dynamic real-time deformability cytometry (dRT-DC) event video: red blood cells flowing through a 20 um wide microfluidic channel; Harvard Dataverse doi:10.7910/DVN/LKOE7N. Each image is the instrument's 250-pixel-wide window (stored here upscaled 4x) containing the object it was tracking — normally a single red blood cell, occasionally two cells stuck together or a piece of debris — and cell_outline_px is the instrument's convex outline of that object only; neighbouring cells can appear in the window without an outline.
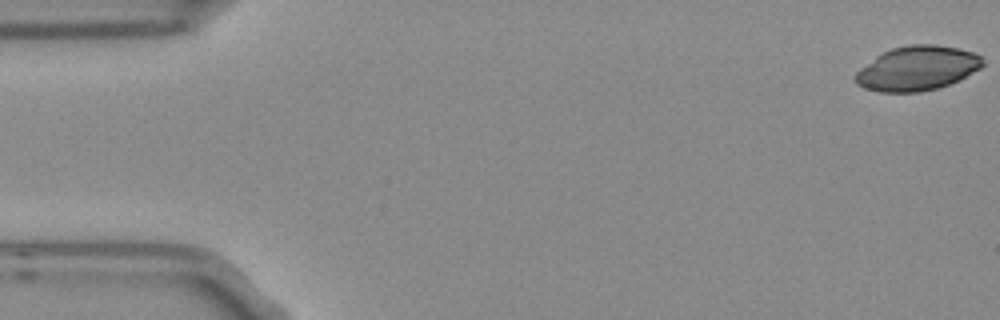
{"species": "Egyptian fruit bat (a non-hibernating species)", "species_latin": "Rousettus aegyptiacus", "temperature_condition": "room temperature", "stored_images_in_passage": 4, "camera_frame_rate_fps": 3000, "um_per_image_px": 0.085, "frame": {"image": 1, "passage_image": 1, "time_ms": 0.0, "image_size_px": [1000, 320], "cell_outline_px": [[984, 64], [980, 68], [960, 80], [936, 88], [920, 92], [880, 92], [864, 88], [856, 84], [852, 80], [852, 76], [860, 68], [876, 56], [892, 48], [908, 44], [932, 44], [956, 48], [972, 52], [980, 56], [984, 60]], "centroid_in_image_um": [77.92, 5.81], "position_along_channel_um": 7.1, "area_um2": 33.06}}